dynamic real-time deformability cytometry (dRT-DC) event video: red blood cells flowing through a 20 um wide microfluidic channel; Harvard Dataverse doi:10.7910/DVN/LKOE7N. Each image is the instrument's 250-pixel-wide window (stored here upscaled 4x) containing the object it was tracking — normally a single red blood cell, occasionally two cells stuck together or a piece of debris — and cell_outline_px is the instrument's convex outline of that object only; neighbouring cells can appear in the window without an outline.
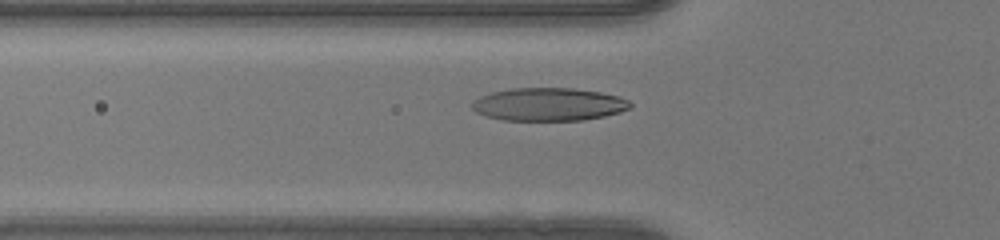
{"species": "human", "species_latin": "Homo sapiens", "temperature_condition": "warm", "stored_images_in_passage": 38, "camera_frame_rate_fps": 3000, "um_per_image_px": 0.085, "donor": {"sex": "female"}, "frame": {"image": 1, "passage_image": 12, "time_ms": 3.667, "image_size_px": [1000, 240], "cell_outline_px": [[632, 104], [628, 108], [620, 112], [604, 116], [584, 120], [504, 120], [484, 116], [476, 112], [472, 108], [472, 100], [480, 96], [492, 92], [512, 88], [572, 88], [600, 92], [620, 96], [628, 100]], "centroid_in_image_um": [46.61, 8.87], "position_along_channel_um": 79.2, "area_um2": 30.46}}
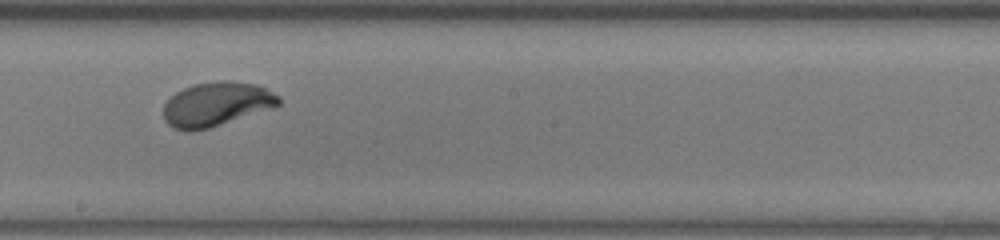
{"frame": {"image": 2, "passage_image": 23, "time_ms": 7.333, "image_size_px": [1000, 240], "cell_outline_px": [[280, 104], [272, 108], [208, 128], [188, 132], [176, 128], [168, 124], [164, 120], [164, 104], [176, 92], [184, 88], [196, 84], [216, 80], [224, 80], [256, 84], [280, 96]], "centroid_in_image_um": [18.39, 8.85], "position_along_channel_um": 229.8, "area_um2": 29.36}}
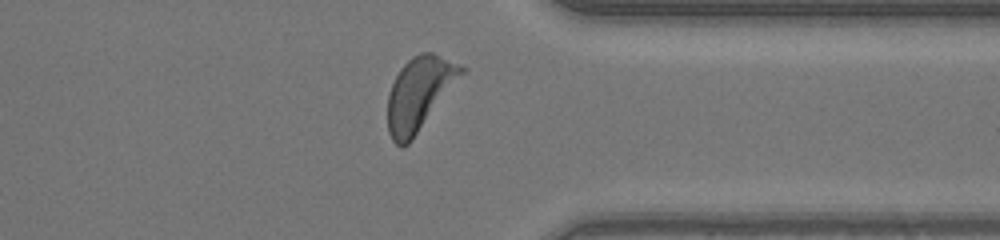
{"frame": {"image": 3, "passage_image": 34, "time_ms": 11.0, "image_size_px": [1000, 240], "cell_outline_px": [[468, 68], [412, 140], [404, 148], [400, 148], [392, 140], [388, 132], [388, 96], [392, 84], [400, 68], [412, 56], [420, 52], [432, 52]], "centroid_in_image_um": [35.64, 7.96], "position_along_channel_um": 375.8, "area_um2": 31.33}, "authors_computed_cell_mechanics": {"area_um2": 29.4202, "velocity_mm_per_s": 4.1262, "shape_relaxation_time_tau1_ms": 1.9, "shape_relaxation_time_tau2_ms": null, "deformation_change_tau1": 0.1599, "deformation_change_tau2": null}}